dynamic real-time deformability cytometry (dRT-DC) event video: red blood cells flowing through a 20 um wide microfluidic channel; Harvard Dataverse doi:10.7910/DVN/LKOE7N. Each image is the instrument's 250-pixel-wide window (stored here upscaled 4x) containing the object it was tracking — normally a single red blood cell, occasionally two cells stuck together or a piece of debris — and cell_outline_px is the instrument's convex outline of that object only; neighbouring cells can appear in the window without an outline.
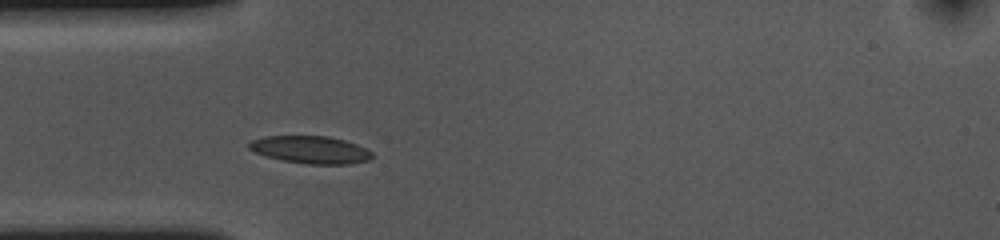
{"species": "common noctule bat (a hibernating species)", "species_latin": "Nyctalus noctula", "temperature_condition": "cold", "stored_images_in_passage": 31, "camera_frame_rate_fps": 3000, "um_per_image_px": 0.085, "animal": {"sex": "female", "body_mass_g": 10.0, "forearm_length_mm": 53.1}, "frame": {"image": 1, "passage_image": 1, "time_ms": 0.0, "image_size_px": [1000, 240], "cell_outline_px": [[372, 156], [368, 160], [352, 164], [304, 164], [284, 160], [268, 156], [256, 152], [248, 148], [248, 144], [252, 140], [264, 136], [328, 136], [344, 140], [356, 144], [372, 152]], "centroid_in_image_um": [26.4, 12.72], "position_along_channel_um": 58.6, "area_um2": 19.54}}
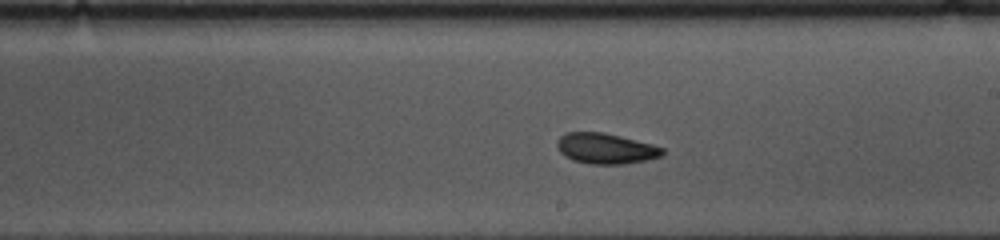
{"frame": {"image": 2, "passage_image": 16, "time_ms": 5.0, "image_size_px": [1000, 240], "cell_outline_px": [[664, 152], [660, 156], [648, 160], [624, 164], [588, 164], [572, 160], [564, 156], [556, 148], [556, 140], [564, 132], [604, 132], [652, 144], [664, 148]], "centroid_in_image_um": [51.44, 12.62], "position_along_channel_um": 237.6, "area_um2": 19.02}}
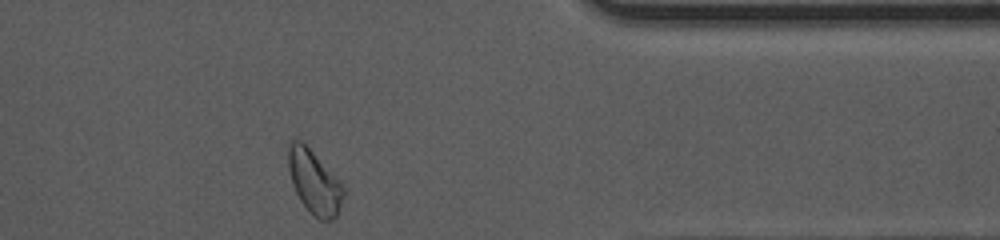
{"frame": {"image": 3, "passage_image": 30, "time_ms": 9.667, "image_size_px": [1000, 240], "cell_outline_px": [[344, 196], [336, 216], [332, 220], [320, 220], [300, 200], [292, 184], [288, 168], [288, 144], [292, 140], [300, 140], [340, 180], [344, 188]], "centroid_in_image_um": [26.71, 15.47], "position_along_channel_um": 384.7, "area_um2": 20.06}}